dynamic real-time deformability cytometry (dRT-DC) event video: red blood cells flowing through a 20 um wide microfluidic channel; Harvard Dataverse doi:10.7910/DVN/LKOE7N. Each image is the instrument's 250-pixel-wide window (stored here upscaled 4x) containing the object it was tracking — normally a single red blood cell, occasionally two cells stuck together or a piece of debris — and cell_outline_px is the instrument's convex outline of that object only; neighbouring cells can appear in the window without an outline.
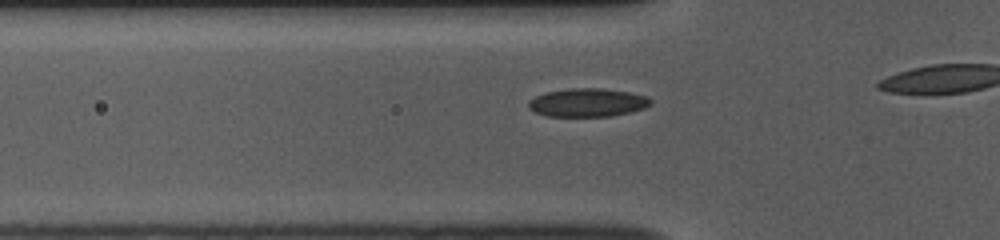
{"species": "common noctule bat (a hibernating species)", "species_latin": "Nyctalus noctula", "temperature_condition": "room temperature", "stored_images_in_passage": 32, "camera_frame_rate_fps": 3000, "um_per_image_px": 0.085, "animal": {"sex": "female", "body_mass_g": 10.0, "forearm_length_mm": 53.1}, "frame": {"image": 1, "passage_image": 8, "time_ms": 2.333, "image_size_px": [1000, 240], "cell_outline_px": [[652, 104], [644, 108], [612, 116], [548, 116], [536, 112], [528, 108], [528, 100], [544, 92], [568, 88], [600, 88], [628, 92], [648, 96], [652, 100]], "centroid_in_image_um": [49.93, 8.71], "position_along_channel_um": 75.9, "area_um2": 20.23}}
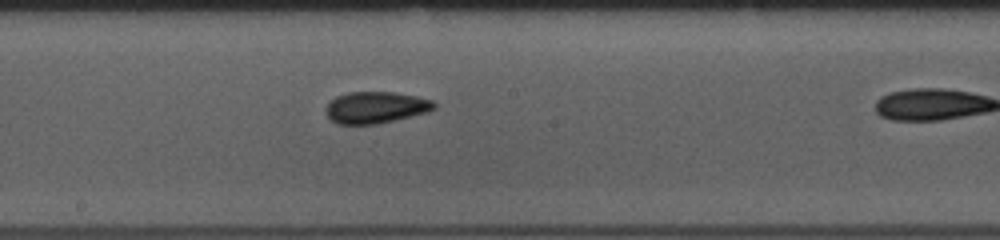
{"frame": {"image": 2, "passage_image": 19, "time_ms": 6.0, "image_size_px": [1000, 240], "cell_outline_px": [[436, 108], [428, 112], [376, 124], [336, 124], [328, 116], [324, 108], [336, 96], [348, 92], [392, 92], [416, 96], [432, 100], [436, 104]], "centroid_in_image_um": [31.93, 9.13], "position_along_channel_um": 216.3, "area_um2": 19.88}}
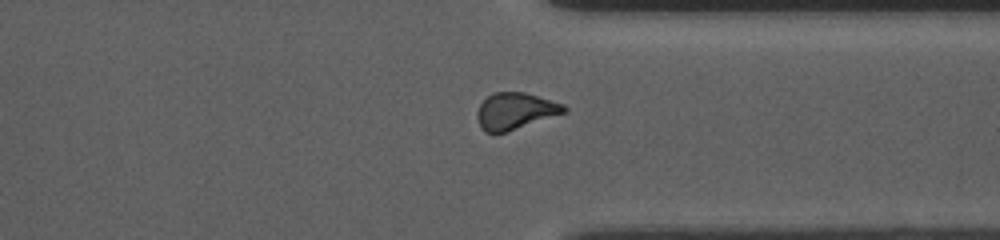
{"frame": {"image": 3, "passage_image": 31, "time_ms": 10.0, "image_size_px": [1000, 240], "cell_outline_px": [[568, 112], [504, 132], [484, 132], [480, 128], [476, 116], [476, 112], [480, 104], [492, 92], [524, 92], [564, 104], [568, 108]], "centroid_in_image_um": [43.79, 9.43], "position_along_channel_um": 367.6, "area_um2": 18.5}}